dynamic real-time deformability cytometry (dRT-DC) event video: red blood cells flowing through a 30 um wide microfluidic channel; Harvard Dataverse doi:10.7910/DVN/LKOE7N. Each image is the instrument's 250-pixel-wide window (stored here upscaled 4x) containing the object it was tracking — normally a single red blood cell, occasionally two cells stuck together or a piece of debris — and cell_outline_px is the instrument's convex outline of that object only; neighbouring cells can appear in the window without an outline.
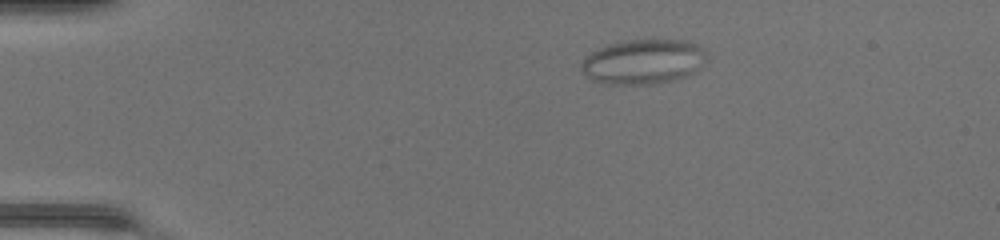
{"species": "common noctule bat (a hibernating species)", "species_latin": "Nyctalus noctula", "temperature_condition": "warm", "stored_images_in_passage": 41, "camera_frame_rate_fps": 3000, "um_per_image_px": 0.085, "animal": {"sex": "female", "body_mass_g": 17.0, "forearm_length_mm": 48.0}, "frame": {"image": 1, "passage_image": 1, "time_ms": 0.0, "image_size_px": [1000, 240], "cell_outline_px": [[708, 52], [704, 60], [688, 76], [672, 80], [648, 84], [608, 84], [592, 80], [580, 68], [580, 64], [592, 52], [608, 44], [624, 40], [688, 40], [696, 44]], "centroid_in_image_um": [54.67, 5.23], "position_along_channel_um": 30.3, "area_um2": 32.37}}
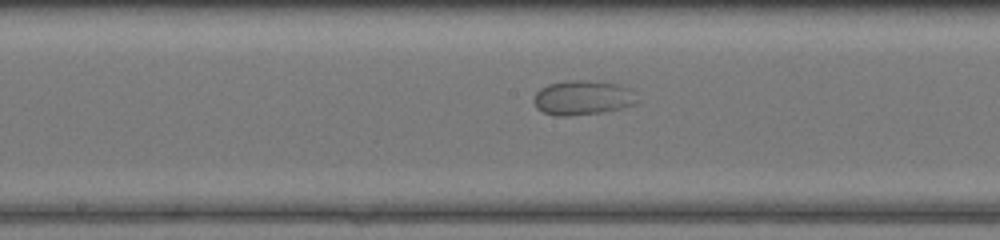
{"frame": {"image": 2, "passage_image": 18, "time_ms": 5.667, "image_size_px": [1000, 240], "cell_outline_px": [[640, 100], [636, 104], [620, 108], [600, 112], [568, 116], [560, 116], [544, 112], [536, 108], [532, 100], [536, 92], [540, 88], [548, 84], [564, 80], [588, 80], [616, 84], [632, 88]], "centroid_in_image_um": [49.54, 8.29], "position_along_channel_um": 198.7, "area_um2": 21.04}}
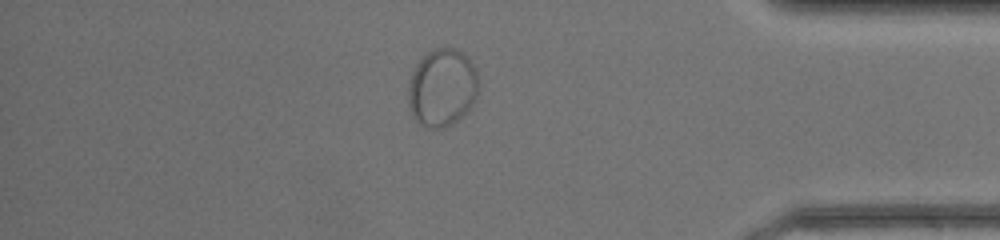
{"frame": {"image": 3, "passage_image": 34, "time_ms": 11.0, "image_size_px": [1000, 240], "cell_outline_px": [[476, 100], [452, 124], [444, 128], [428, 128], [420, 124], [412, 116], [408, 104], [408, 80], [416, 64], [428, 52], [436, 48], [452, 48], [464, 52], [476, 68]], "centroid_in_image_um": [37.54, 7.45], "position_along_channel_um": 397.7, "area_um2": 31.73}}